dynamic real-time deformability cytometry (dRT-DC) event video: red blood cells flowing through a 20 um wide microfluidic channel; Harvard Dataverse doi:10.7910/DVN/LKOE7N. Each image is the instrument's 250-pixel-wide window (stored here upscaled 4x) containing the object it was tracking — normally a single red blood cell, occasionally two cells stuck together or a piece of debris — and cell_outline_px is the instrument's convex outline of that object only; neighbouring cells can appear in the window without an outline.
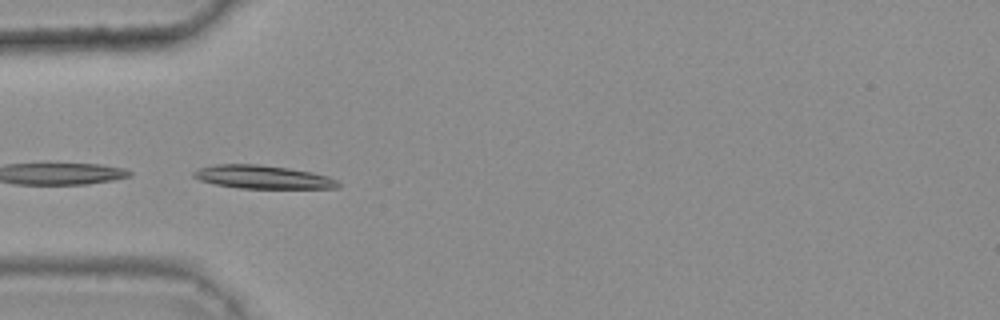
{"species": "common noctule bat (a hibernating species)", "species_latin": "Nyctalus noctula", "temperature_condition": "warm", "stored_images_in_passage": 17, "camera_frame_rate_fps": 3000, "um_per_image_px": 0.085, "animal": {"sex": "female", "body_mass_g": 25.1}, "frame": {"image": 1, "passage_image": 15, "time_ms": 4.667, "image_size_px": [1000, 320], "cell_outline_px": [[340, 188], [240, 188], [216, 184], [200, 180], [192, 176], [192, 172], [200, 168], [216, 164], [260, 164], [288, 168], [312, 172], [328, 176], [336, 180], [340, 184]], "centroid_in_image_um": [22.34, 15.04], "position_along_channel_um": 62.7, "area_um2": 19.54}}